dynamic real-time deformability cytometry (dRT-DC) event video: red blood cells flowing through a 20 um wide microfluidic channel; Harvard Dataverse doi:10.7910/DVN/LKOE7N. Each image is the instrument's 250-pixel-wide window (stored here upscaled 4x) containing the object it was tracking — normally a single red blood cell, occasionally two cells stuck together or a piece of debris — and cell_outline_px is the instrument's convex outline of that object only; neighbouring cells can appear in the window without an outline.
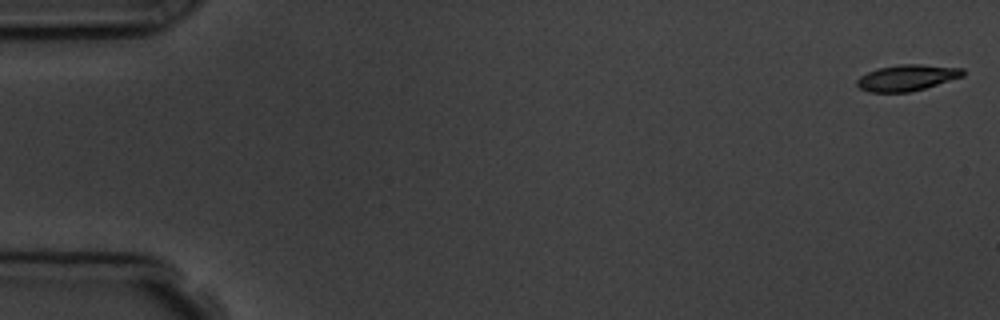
{"species": "common noctule bat (a hibernating species)", "species_latin": "Nyctalus noctula", "temperature_condition": "room temperature", "stored_images_in_passage": 4, "camera_frame_rate_fps": 3000, "um_per_image_px": 0.085, "animal": {"sex": "male", "body_mass_g": 19.5, "forearm_length_mm": 54.6}, "frame": {"image": 1, "passage_image": 1, "time_ms": 0.0, "image_size_px": [1000, 320], "cell_outline_px": [[964, 76], [924, 88], [908, 92], [868, 92], [860, 88], [856, 84], [856, 80], [860, 76], [868, 72], [880, 68], [900, 64], [920, 64], [964, 68]], "centroid_in_image_um": [77.09, 6.6], "position_along_channel_um": 7.9, "area_um2": 16.01}}
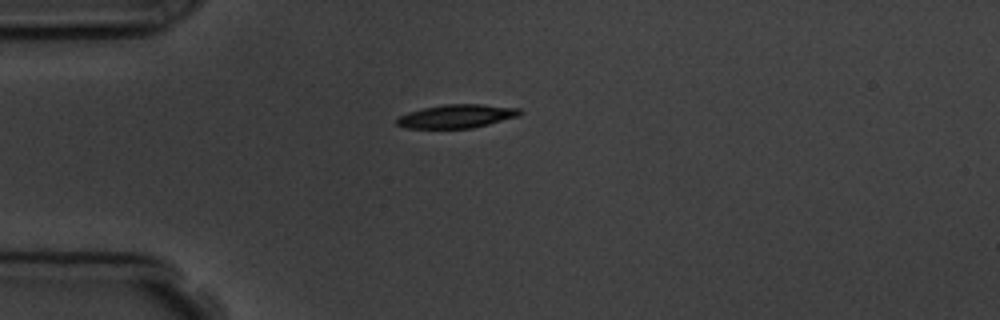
{"frame": {"image": 2, "passage_image": 4, "time_ms": 4.333, "image_size_px": [1000, 320], "cell_outline_px": [[524, 112], [520, 116], [472, 128], [408, 128], [396, 124], [396, 120], [400, 116], [408, 112], [424, 108], [444, 104], [480, 104], [520, 108]], "centroid_in_image_um": [38.86, 9.87], "position_along_channel_um": 46.1, "area_um2": 16.82}}